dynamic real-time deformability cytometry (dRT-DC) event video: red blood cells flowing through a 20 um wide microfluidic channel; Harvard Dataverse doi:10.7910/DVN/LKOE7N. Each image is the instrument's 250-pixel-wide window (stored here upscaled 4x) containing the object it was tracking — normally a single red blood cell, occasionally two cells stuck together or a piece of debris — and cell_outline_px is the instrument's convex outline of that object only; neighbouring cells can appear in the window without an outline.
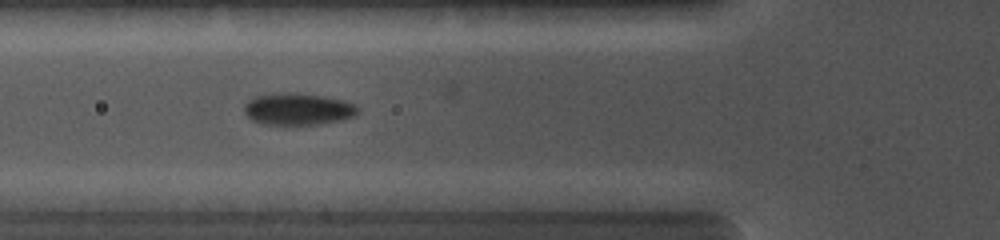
{"species": "common noctule bat (a hibernating species)", "species_latin": "Nyctalus noctula", "temperature_condition": "cold", "stored_images_in_passage": 32, "camera_frame_rate_fps": 5000, "um_per_image_px": 0.085, "animal": {"sex": "female", "body_mass_g": 19.0, "forearm_length_mm": 56.7}, "frame": {"image": 1, "passage_image": 14, "time_ms": 4.6, "image_size_px": [1000, 240], "cell_outline_px": [[360, 112], [356, 116], [344, 120], [320, 124], [260, 124], [252, 120], [244, 112], [244, 104], [248, 100], [256, 96], [280, 92], [296, 92], [324, 96], [344, 100], [356, 104], [360, 108]], "centroid_in_image_um": [25.38, 9.26], "position_along_channel_um": 100.4, "area_um2": 21.56}}
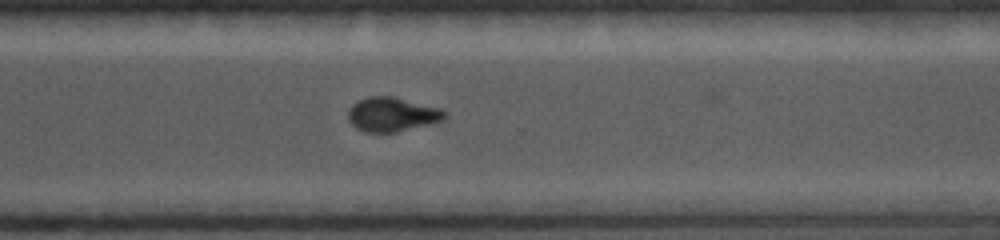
{"frame": {"image": 2, "passage_image": 28, "time_ms": 9.8, "image_size_px": [1000, 240], "cell_outline_px": [[448, 116], [444, 120], [432, 124], [396, 132], [364, 132], [356, 128], [348, 120], [348, 112], [352, 104], [368, 96], [392, 96], [440, 108], [448, 112]], "centroid_in_image_um": [33.36, 9.73], "position_along_channel_um": 337.2, "area_um2": 19.42}}
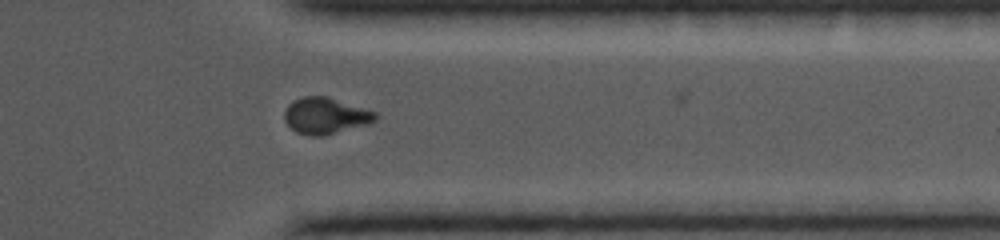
{"frame": {"image": 3, "passage_image": 31, "time_ms": 10.8, "image_size_px": [1000, 240], "cell_outline_px": [[380, 116], [376, 120], [368, 124], [324, 136], [312, 136], [296, 132], [284, 120], [284, 112], [288, 104], [292, 100], [304, 96], [328, 96], [376, 112]], "centroid_in_image_um": [27.67, 9.83], "position_along_channel_um": 383.7, "area_um2": 19.42}}